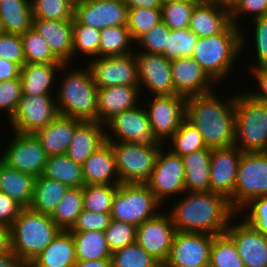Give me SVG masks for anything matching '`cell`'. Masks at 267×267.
<instances>
[{
  "mask_svg": "<svg viewBox=\"0 0 267 267\" xmlns=\"http://www.w3.org/2000/svg\"><path fill=\"white\" fill-rule=\"evenodd\" d=\"M83 121L58 116L46 127L36 131L34 135L44 148L46 155H64L67 153L76 128Z\"/></svg>",
  "mask_w": 267,
  "mask_h": 267,
  "instance_id": "27",
  "label": "cell"
},
{
  "mask_svg": "<svg viewBox=\"0 0 267 267\" xmlns=\"http://www.w3.org/2000/svg\"><path fill=\"white\" fill-rule=\"evenodd\" d=\"M22 85L20 79H11L0 82V111H7L8 120L15 113L22 96Z\"/></svg>",
  "mask_w": 267,
  "mask_h": 267,
  "instance_id": "52",
  "label": "cell"
},
{
  "mask_svg": "<svg viewBox=\"0 0 267 267\" xmlns=\"http://www.w3.org/2000/svg\"><path fill=\"white\" fill-rule=\"evenodd\" d=\"M25 63L63 64L52 53L46 41L33 28L21 35Z\"/></svg>",
  "mask_w": 267,
  "mask_h": 267,
  "instance_id": "44",
  "label": "cell"
},
{
  "mask_svg": "<svg viewBox=\"0 0 267 267\" xmlns=\"http://www.w3.org/2000/svg\"><path fill=\"white\" fill-rule=\"evenodd\" d=\"M112 131L106 133V141L128 142L131 144H164L154 136L146 109L137 106L114 116L105 125ZM111 133H113L111 135ZM113 135L117 138L113 139ZM113 140H112V139Z\"/></svg>",
  "mask_w": 267,
  "mask_h": 267,
  "instance_id": "16",
  "label": "cell"
},
{
  "mask_svg": "<svg viewBox=\"0 0 267 267\" xmlns=\"http://www.w3.org/2000/svg\"><path fill=\"white\" fill-rule=\"evenodd\" d=\"M169 139L172 144L169 150L181 157L208 148L201 133L186 118L181 122L178 130Z\"/></svg>",
  "mask_w": 267,
  "mask_h": 267,
  "instance_id": "39",
  "label": "cell"
},
{
  "mask_svg": "<svg viewBox=\"0 0 267 267\" xmlns=\"http://www.w3.org/2000/svg\"><path fill=\"white\" fill-rule=\"evenodd\" d=\"M198 1H204V2H216V0H198Z\"/></svg>",
  "mask_w": 267,
  "mask_h": 267,
  "instance_id": "67",
  "label": "cell"
},
{
  "mask_svg": "<svg viewBox=\"0 0 267 267\" xmlns=\"http://www.w3.org/2000/svg\"><path fill=\"white\" fill-rule=\"evenodd\" d=\"M111 263L112 267H162L137 242L112 252Z\"/></svg>",
  "mask_w": 267,
  "mask_h": 267,
  "instance_id": "45",
  "label": "cell"
},
{
  "mask_svg": "<svg viewBox=\"0 0 267 267\" xmlns=\"http://www.w3.org/2000/svg\"><path fill=\"white\" fill-rule=\"evenodd\" d=\"M105 126L97 121H83L75 130L67 155L83 165L86 159L106 142Z\"/></svg>",
  "mask_w": 267,
  "mask_h": 267,
  "instance_id": "29",
  "label": "cell"
},
{
  "mask_svg": "<svg viewBox=\"0 0 267 267\" xmlns=\"http://www.w3.org/2000/svg\"><path fill=\"white\" fill-rule=\"evenodd\" d=\"M23 207L7 194L0 192V225L10 227Z\"/></svg>",
  "mask_w": 267,
  "mask_h": 267,
  "instance_id": "57",
  "label": "cell"
},
{
  "mask_svg": "<svg viewBox=\"0 0 267 267\" xmlns=\"http://www.w3.org/2000/svg\"><path fill=\"white\" fill-rule=\"evenodd\" d=\"M69 64L25 63L21 67L20 81L23 95H52L55 76ZM51 89V90H50Z\"/></svg>",
  "mask_w": 267,
  "mask_h": 267,
  "instance_id": "28",
  "label": "cell"
},
{
  "mask_svg": "<svg viewBox=\"0 0 267 267\" xmlns=\"http://www.w3.org/2000/svg\"><path fill=\"white\" fill-rule=\"evenodd\" d=\"M242 153L236 146L211 149L209 172L211 192L223 195L228 200L233 196Z\"/></svg>",
  "mask_w": 267,
  "mask_h": 267,
  "instance_id": "20",
  "label": "cell"
},
{
  "mask_svg": "<svg viewBox=\"0 0 267 267\" xmlns=\"http://www.w3.org/2000/svg\"><path fill=\"white\" fill-rule=\"evenodd\" d=\"M21 67L14 63L0 58V82L20 79Z\"/></svg>",
  "mask_w": 267,
  "mask_h": 267,
  "instance_id": "59",
  "label": "cell"
},
{
  "mask_svg": "<svg viewBox=\"0 0 267 267\" xmlns=\"http://www.w3.org/2000/svg\"><path fill=\"white\" fill-rule=\"evenodd\" d=\"M36 177L9 167L0 160V192L7 194L23 208L32 203Z\"/></svg>",
  "mask_w": 267,
  "mask_h": 267,
  "instance_id": "31",
  "label": "cell"
},
{
  "mask_svg": "<svg viewBox=\"0 0 267 267\" xmlns=\"http://www.w3.org/2000/svg\"><path fill=\"white\" fill-rule=\"evenodd\" d=\"M160 148L154 169L149 179L144 183L162 203L173 195L185 193V168L182 157L170 150L164 152Z\"/></svg>",
  "mask_w": 267,
  "mask_h": 267,
  "instance_id": "10",
  "label": "cell"
},
{
  "mask_svg": "<svg viewBox=\"0 0 267 267\" xmlns=\"http://www.w3.org/2000/svg\"><path fill=\"white\" fill-rule=\"evenodd\" d=\"M198 39L189 28L171 30L167 48L162 54L170 60L192 56Z\"/></svg>",
  "mask_w": 267,
  "mask_h": 267,
  "instance_id": "48",
  "label": "cell"
},
{
  "mask_svg": "<svg viewBox=\"0 0 267 267\" xmlns=\"http://www.w3.org/2000/svg\"><path fill=\"white\" fill-rule=\"evenodd\" d=\"M171 71L175 94L188 98L213 92L215 82L192 56L172 59Z\"/></svg>",
  "mask_w": 267,
  "mask_h": 267,
  "instance_id": "22",
  "label": "cell"
},
{
  "mask_svg": "<svg viewBox=\"0 0 267 267\" xmlns=\"http://www.w3.org/2000/svg\"><path fill=\"white\" fill-rule=\"evenodd\" d=\"M82 210L83 187L69 188L57 204L51 219L61 230L69 231L75 225Z\"/></svg>",
  "mask_w": 267,
  "mask_h": 267,
  "instance_id": "37",
  "label": "cell"
},
{
  "mask_svg": "<svg viewBox=\"0 0 267 267\" xmlns=\"http://www.w3.org/2000/svg\"><path fill=\"white\" fill-rule=\"evenodd\" d=\"M161 202L144 183L119 184L113 199L111 217L134 226L141 225L159 213Z\"/></svg>",
  "mask_w": 267,
  "mask_h": 267,
  "instance_id": "7",
  "label": "cell"
},
{
  "mask_svg": "<svg viewBox=\"0 0 267 267\" xmlns=\"http://www.w3.org/2000/svg\"><path fill=\"white\" fill-rule=\"evenodd\" d=\"M128 9L134 8H161L160 0H123Z\"/></svg>",
  "mask_w": 267,
  "mask_h": 267,
  "instance_id": "61",
  "label": "cell"
},
{
  "mask_svg": "<svg viewBox=\"0 0 267 267\" xmlns=\"http://www.w3.org/2000/svg\"><path fill=\"white\" fill-rule=\"evenodd\" d=\"M186 99V97L178 94L153 95L150 103L143 104L148 114L152 132L160 143L169 140L185 119Z\"/></svg>",
  "mask_w": 267,
  "mask_h": 267,
  "instance_id": "13",
  "label": "cell"
},
{
  "mask_svg": "<svg viewBox=\"0 0 267 267\" xmlns=\"http://www.w3.org/2000/svg\"><path fill=\"white\" fill-rule=\"evenodd\" d=\"M73 58L82 53L88 57H99L101 30L81 24L75 17L72 23Z\"/></svg>",
  "mask_w": 267,
  "mask_h": 267,
  "instance_id": "43",
  "label": "cell"
},
{
  "mask_svg": "<svg viewBox=\"0 0 267 267\" xmlns=\"http://www.w3.org/2000/svg\"><path fill=\"white\" fill-rule=\"evenodd\" d=\"M72 267H112L111 259L77 261Z\"/></svg>",
  "mask_w": 267,
  "mask_h": 267,
  "instance_id": "63",
  "label": "cell"
},
{
  "mask_svg": "<svg viewBox=\"0 0 267 267\" xmlns=\"http://www.w3.org/2000/svg\"><path fill=\"white\" fill-rule=\"evenodd\" d=\"M42 176L57 180L69 188H78L85 185L82 165L75 163L67 154L49 156Z\"/></svg>",
  "mask_w": 267,
  "mask_h": 267,
  "instance_id": "35",
  "label": "cell"
},
{
  "mask_svg": "<svg viewBox=\"0 0 267 267\" xmlns=\"http://www.w3.org/2000/svg\"><path fill=\"white\" fill-rule=\"evenodd\" d=\"M0 58L14 62L20 67L25 64L21 35L5 32L0 34Z\"/></svg>",
  "mask_w": 267,
  "mask_h": 267,
  "instance_id": "54",
  "label": "cell"
},
{
  "mask_svg": "<svg viewBox=\"0 0 267 267\" xmlns=\"http://www.w3.org/2000/svg\"><path fill=\"white\" fill-rule=\"evenodd\" d=\"M267 196V152H243L231 207L239 213L251 199Z\"/></svg>",
  "mask_w": 267,
  "mask_h": 267,
  "instance_id": "9",
  "label": "cell"
},
{
  "mask_svg": "<svg viewBox=\"0 0 267 267\" xmlns=\"http://www.w3.org/2000/svg\"><path fill=\"white\" fill-rule=\"evenodd\" d=\"M209 267H245L233 240L226 233L214 235Z\"/></svg>",
  "mask_w": 267,
  "mask_h": 267,
  "instance_id": "40",
  "label": "cell"
},
{
  "mask_svg": "<svg viewBox=\"0 0 267 267\" xmlns=\"http://www.w3.org/2000/svg\"><path fill=\"white\" fill-rule=\"evenodd\" d=\"M242 221H230L225 233L233 240L245 267H267V235Z\"/></svg>",
  "mask_w": 267,
  "mask_h": 267,
  "instance_id": "21",
  "label": "cell"
},
{
  "mask_svg": "<svg viewBox=\"0 0 267 267\" xmlns=\"http://www.w3.org/2000/svg\"><path fill=\"white\" fill-rule=\"evenodd\" d=\"M176 1H189V0H160L162 5L169 3V2H176Z\"/></svg>",
  "mask_w": 267,
  "mask_h": 267,
  "instance_id": "65",
  "label": "cell"
},
{
  "mask_svg": "<svg viewBox=\"0 0 267 267\" xmlns=\"http://www.w3.org/2000/svg\"><path fill=\"white\" fill-rule=\"evenodd\" d=\"M112 217L110 213H99L89 210H82L78 215L75 225L70 232H85V231H102L110 225Z\"/></svg>",
  "mask_w": 267,
  "mask_h": 267,
  "instance_id": "53",
  "label": "cell"
},
{
  "mask_svg": "<svg viewBox=\"0 0 267 267\" xmlns=\"http://www.w3.org/2000/svg\"><path fill=\"white\" fill-rule=\"evenodd\" d=\"M69 187L57 180L44 176L36 177L32 203L29 208L35 212L52 215Z\"/></svg>",
  "mask_w": 267,
  "mask_h": 267,
  "instance_id": "34",
  "label": "cell"
},
{
  "mask_svg": "<svg viewBox=\"0 0 267 267\" xmlns=\"http://www.w3.org/2000/svg\"><path fill=\"white\" fill-rule=\"evenodd\" d=\"M231 23L230 12L220 2L199 1L188 28L197 37H210L222 33Z\"/></svg>",
  "mask_w": 267,
  "mask_h": 267,
  "instance_id": "24",
  "label": "cell"
},
{
  "mask_svg": "<svg viewBox=\"0 0 267 267\" xmlns=\"http://www.w3.org/2000/svg\"><path fill=\"white\" fill-rule=\"evenodd\" d=\"M74 17L97 29L127 26L128 7L123 0H76Z\"/></svg>",
  "mask_w": 267,
  "mask_h": 267,
  "instance_id": "18",
  "label": "cell"
},
{
  "mask_svg": "<svg viewBox=\"0 0 267 267\" xmlns=\"http://www.w3.org/2000/svg\"><path fill=\"white\" fill-rule=\"evenodd\" d=\"M76 262L77 258L72 233L61 230L29 265L32 267H72Z\"/></svg>",
  "mask_w": 267,
  "mask_h": 267,
  "instance_id": "30",
  "label": "cell"
},
{
  "mask_svg": "<svg viewBox=\"0 0 267 267\" xmlns=\"http://www.w3.org/2000/svg\"><path fill=\"white\" fill-rule=\"evenodd\" d=\"M60 231L50 215L23 208L10 225L11 250L24 264H29Z\"/></svg>",
  "mask_w": 267,
  "mask_h": 267,
  "instance_id": "4",
  "label": "cell"
},
{
  "mask_svg": "<svg viewBox=\"0 0 267 267\" xmlns=\"http://www.w3.org/2000/svg\"><path fill=\"white\" fill-rule=\"evenodd\" d=\"M76 0H30L33 18L73 21Z\"/></svg>",
  "mask_w": 267,
  "mask_h": 267,
  "instance_id": "41",
  "label": "cell"
},
{
  "mask_svg": "<svg viewBox=\"0 0 267 267\" xmlns=\"http://www.w3.org/2000/svg\"><path fill=\"white\" fill-rule=\"evenodd\" d=\"M3 33H4V30H3L1 19H0V34H3Z\"/></svg>",
  "mask_w": 267,
  "mask_h": 267,
  "instance_id": "66",
  "label": "cell"
},
{
  "mask_svg": "<svg viewBox=\"0 0 267 267\" xmlns=\"http://www.w3.org/2000/svg\"><path fill=\"white\" fill-rule=\"evenodd\" d=\"M240 93L235 99L234 146L242 152H267V104Z\"/></svg>",
  "mask_w": 267,
  "mask_h": 267,
  "instance_id": "6",
  "label": "cell"
},
{
  "mask_svg": "<svg viewBox=\"0 0 267 267\" xmlns=\"http://www.w3.org/2000/svg\"><path fill=\"white\" fill-rule=\"evenodd\" d=\"M133 43L127 26L105 27L101 29L99 57L132 54Z\"/></svg>",
  "mask_w": 267,
  "mask_h": 267,
  "instance_id": "38",
  "label": "cell"
},
{
  "mask_svg": "<svg viewBox=\"0 0 267 267\" xmlns=\"http://www.w3.org/2000/svg\"><path fill=\"white\" fill-rule=\"evenodd\" d=\"M140 90V87L130 86L99 88L97 92L98 122L105 125L114 116L137 107Z\"/></svg>",
  "mask_w": 267,
  "mask_h": 267,
  "instance_id": "25",
  "label": "cell"
},
{
  "mask_svg": "<svg viewBox=\"0 0 267 267\" xmlns=\"http://www.w3.org/2000/svg\"><path fill=\"white\" fill-rule=\"evenodd\" d=\"M185 168V192H209L211 148L182 156Z\"/></svg>",
  "mask_w": 267,
  "mask_h": 267,
  "instance_id": "32",
  "label": "cell"
},
{
  "mask_svg": "<svg viewBox=\"0 0 267 267\" xmlns=\"http://www.w3.org/2000/svg\"><path fill=\"white\" fill-rule=\"evenodd\" d=\"M119 184L84 185L83 209L99 213H111L113 199Z\"/></svg>",
  "mask_w": 267,
  "mask_h": 267,
  "instance_id": "42",
  "label": "cell"
},
{
  "mask_svg": "<svg viewBox=\"0 0 267 267\" xmlns=\"http://www.w3.org/2000/svg\"><path fill=\"white\" fill-rule=\"evenodd\" d=\"M0 19L5 33L22 35L33 25L30 0H1Z\"/></svg>",
  "mask_w": 267,
  "mask_h": 267,
  "instance_id": "33",
  "label": "cell"
},
{
  "mask_svg": "<svg viewBox=\"0 0 267 267\" xmlns=\"http://www.w3.org/2000/svg\"><path fill=\"white\" fill-rule=\"evenodd\" d=\"M198 0L176 1L163 4L162 21L170 30H181L189 27L191 13Z\"/></svg>",
  "mask_w": 267,
  "mask_h": 267,
  "instance_id": "47",
  "label": "cell"
},
{
  "mask_svg": "<svg viewBox=\"0 0 267 267\" xmlns=\"http://www.w3.org/2000/svg\"><path fill=\"white\" fill-rule=\"evenodd\" d=\"M251 72L258 82V91L248 92V94L255 100L267 104V66L253 68Z\"/></svg>",
  "mask_w": 267,
  "mask_h": 267,
  "instance_id": "58",
  "label": "cell"
},
{
  "mask_svg": "<svg viewBox=\"0 0 267 267\" xmlns=\"http://www.w3.org/2000/svg\"><path fill=\"white\" fill-rule=\"evenodd\" d=\"M22 267H32V266L29 264H24Z\"/></svg>",
  "mask_w": 267,
  "mask_h": 267,
  "instance_id": "68",
  "label": "cell"
},
{
  "mask_svg": "<svg viewBox=\"0 0 267 267\" xmlns=\"http://www.w3.org/2000/svg\"><path fill=\"white\" fill-rule=\"evenodd\" d=\"M88 64L98 89L111 86L139 87L134 52L123 56L95 57Z\"/></svg>",
  "mask_w": 267,
  "mask_h": 267,
  "instance_id": "12",
  "label": "cell"
},
{
  "mask_svg": "<svg viewBox=\"0 0 267 267\" xmlns=\"http://www.w3.org/2000/svg\"><path fill=\"white\" fill-rule=\"evenodd\" d=\"M53 95H22L17 109L9 122L12 130L23 134H34L46 127L60 114Z\"/></svg>",
  "mask_w": 267,
  "mask_h": 267,
  "instance_id": "11",
  "label": "cell"
},
{
  "mask_svg": "<svg viewBox=\"0 0 267 267\" xmlns=\"http://www.w3.org/2000/svg\"><path fill=\"white\" fill-rule=\"evenodd\" d=\"M82 171L85 185L120 184L115 154L110 142L106 141L86 159L82 165Z\"/></svg>",
  "mask_w": 267,
  "mask_h": 267,
  "instance_id": "26",
  "label": "cell"
},
{
  "mask_svg": "<svg viewBox=\"0 0 267 267\" xmlns=\"http://www.w3.org/2000/svg\"><path fill=\"white\" fill-rule=\"evenodd\" d=\"M242 0H221L220 3L231 12Z\"/></svg>",
  "mask_w": 267,
  "mask_h": 267,
  "instance_id": "64",
  "label": "cell"
},
{
  "mask_svg": "<svg viewBox=\"0 0 267 267\" xmlns=\"http://www.w3.org/2000/svg\"><path fill=\"white\" fill-rule=\"evenodd\" d=\"M134 53L137 61L139 87L142 89V86H145V89L151 91L152 96L153 94L154 96L175 95L171 60L163 54Z\"/></svg>",
  "mask_w": 267,
  "mask_h": 267,
  "instance_id": "19",
  "label": "cell"
},
{
  "mask_svg": "<svg viewBox=\"0 0 267 267\" xmlns=\"http://www.w3.org/2000/svg\"><path fill=\"white\" fill-rule=\"evenodd\" d=\"M61 89L57 92L56 103L60 116L81 121H97V92L91 71L86 68L74 69L64 74Z\"/></svg>",
  "mask_w": 267,
  "mask_h": 267,
  "instance_id": "5",
  "label": "cell"
},
{
  "mask_svg": "<svg viewBox=\"0 0 267 267\" xmlns=\"http://www.w3.org/2000/svg\"><path fill=\"white\" fill-rule=\"evenodd\" d=\"M254 15L251 18L267 16V0H242L231 12V22L236 26L238 19L242 14ZM241 14V15H240Z\"/></svg>",
  "mask_w": 267,
  "mask_h": 267,
  "instance_id": "56",
  "label": "cell"
},
{
  "mask_svg": "<svg viewBox=\"0 0 267 267\" xmlns=\"http://www.w3.org/2000/svg\"><path fill=\"white\" fill-rule=\"evenodd\" d=\"M161 21V8L128 9L127 27L134 42Z\"/></svg>",
  "mask_w": 267,
  "mask_h": 267,
  "instance_id": "46",
  "label": "cell"
},
{
  "mask_svg": "<svg viewBox=\"0 0 267 267\" xmlns=\"http://www.w3.org/2000/svg\"><path fill=\"white\" fill-rule=\"evenodd\" d=\"M104 234L111 252L136 242V226L123 221L112 219Z\"/></svg>",
  "mask_w": 267,
  "mask_h": 267,
  "instance_id": "49",
  "label": "cell"
},
{
  "mask_svg": "<svg viewBox=\"0 0 267 267\" xmlns=\"http://www.w3.org/2000/svg\"><path fill=\"white\" fill-rule=\"evenodd\" d=\"M7 148L0 155V160L15 170L34 177L41 176L48 156L34 134L14 131Z\"/></svg>",
  "mask_w": 267,
  "mask_h": 267,
  "instance_id": "15",
  "label": "cell"
},
{
  "mask_svg": "<svg viewBox=\"0 0 267 267\" xmlns=\"http://www.w3.org/2000/svg\"><path fill=\"white\" fill-rule=\"evenodd\" d=\"M24 263L12 252H0V267H22Z\"/></svg>",
  "mask_w": 267,
  "mask_h": 267,
  "instance_id": "60",
  "label": "cell"
},
{
  "mask_svg": "<svg viewBox=\"0 0 267 267\" xmlns=\"http://www.w3.org/2000/svg\"><path fill=\"white\" fill-rule=\"evenodd\" d=\"M110 142L115 154L120 184L145 183L154 169L162 144H131Z\"/></svg>",
  "mask_w": 267,
  "mask_h": 267,
  "instance_id": "8",
  "label": "cell"
},
{
  "mask_svg": "<svg viewBox=\"0 0 267 267\" xmlns=\"http://www.w3.org/2000/svg\"><path fill=\"white\" fill-rule=\"evenodd\" d=\"M243 211L244 213L248 211L244 220L262 234L267 235V196L251 199L240 209L241 214Z\"/></svg>",
  "mask_w": 267,
  "mask_h": 267,
  "instance_id": "51",
  "label": "cell"
},
{
  "mask_svg": "<svg viewBox=\"0 0 267 267\" xmlns=\"http://www.w3.org/2000/svg\"><path fill=\"white\" fill-rule=\"evenodd\" d=\"M77 261L111 259L105 234L102 231L71 232Z\"/></svg>",
  "mask_w": 267,
  "mask_h": 267,
  "instance_id": "36",
  "label": "cell"
},
{
  "mask_svg": "<svg viewBox=\"0 0 267 267\" xmlns=\"http://www.w3.org/2000/svg\"><path fill=\"white\" fill-rule=\"evenodd\" d=\"M240 30L231 23L220 34L199 37L192 57L214 82L218 83L221 79L227 78V74H231V69L247 38Z\"/></svg>",
  "mask_w": 267,
  "mask_h": 267,
  "instance_id": "3",
  "label": "cell"
},
{
  "mask_svg": "<svg viewBox=\"0 0 267 267\" xmlns=\"http://www.w3.org/2000/svg\"><path fill=\"white\" fill-rule=\"evenodd\" d=\"M214 235L176 231L162 267H209Z\"/></svg>",
  "mask_w": 267,
  "mask_h": 267,
  "instance_id": "14",
  "label": "cell"
},
{
  "mask_svg": "<svg viewBox=\"0 0 267 267\" xmlns=\"http://www.w3.org/2000/svg\"><path fill=\"white\" fill-rule=\"evenodd\" d=\"M10 227L0 225V252H10Z\"/></svg>",
  "mask_w": 267,
  "mask_h": 267,
  "instance_id": "62",
  "label": "cell"
},
{
  "mask_svg": "<svg viewBox=\"0 0 267 267\" xmlns=\"http://www.w3.org/2000/svg\"><path fill=\"white\" fill-rule=\"evenodd\" d=\"M188 193V194H187ZM168 211L176 231L219 235L238 213L229 200L214 192H186Z\"/></svg>",
  "mask_w": 267,
  "mask_h": 267,
  "instance_id": "1",
  "label": "cell"
},
{
  "mask_svg": "<svg viewBox=\"0 0 267 267\" xmlns=\"http://www.w3.org/2000/svg\"><path fill=\"white\" fill-rule=\"evenodd\" d=\"M254 27V44L256 47L255 54L257 61L255 67L252 65V68H257L261 66H267V16L252 18ZM258 63V65H257Z\"/></svg>",
  "mask_w": 267,
  "mask_h": 267,
  "instance_id": "55",
  "label": "cell"
},
{
  "mask_svg": "<svg viewBox=\"0 0 267 267\" xmlns=\"http://www.w3.org/2000/svg\"><path fill=\"white\" fill-rule=\"evenodd\" d=\"M215 92L186 99V119L201 133L208 148L234 146L235 99L220 100Z\"/></svg>",
  "mask_w": 267,
  "mask_h": 267,
  "instance_id": "2",
  "label": "cell"
},
{
  "mask_svg": "<svg viewBox=\"0 0 267 267\" xmlns=\"http://www.w3.org/2000/svg\"><path fill=\"white\" fill-rule=\"evenodd\" d=\"M175 232L169 213L159 212L136 227V242L163 266L169 256Z\"/></svg>",
  "mask_w": 267,
  "mask_h": 267,
  "instance_id": "17",
  "label": "cell"
},
{
  "mask_svg": "<svg viewBox=\"0 0 267 267\" xmlns=\"http://www.w3.org/2000/svg\"><path fill=\"white\" fill-rule=\"evenodd\" d=\"M171 30L164 24L163 21L159 22L141 36L135 43L143 50H137L136 52H147L154 54H162L167 48V42Z\"/></svg>",
  "mask_w": 267,
  "mask_h": 267,
  "instance_id": "50",
  "label": "cell"
},
{
  "mask_svg": "<svg viewBox=\"0 0 267 267\" xmlns=\"http://www.w3.org/2000/svg\"><path fill=\"white\" fill-rule=\"evenodd\" d=\"M73 21L33 18L32 28L46 41L53 55L63 64L73 58Z\"/></svg>",
  "mask_w": 267,
  "mask_h": 267,
  "instance_id": "23",
  "label": "cell"
}]
</instances>
